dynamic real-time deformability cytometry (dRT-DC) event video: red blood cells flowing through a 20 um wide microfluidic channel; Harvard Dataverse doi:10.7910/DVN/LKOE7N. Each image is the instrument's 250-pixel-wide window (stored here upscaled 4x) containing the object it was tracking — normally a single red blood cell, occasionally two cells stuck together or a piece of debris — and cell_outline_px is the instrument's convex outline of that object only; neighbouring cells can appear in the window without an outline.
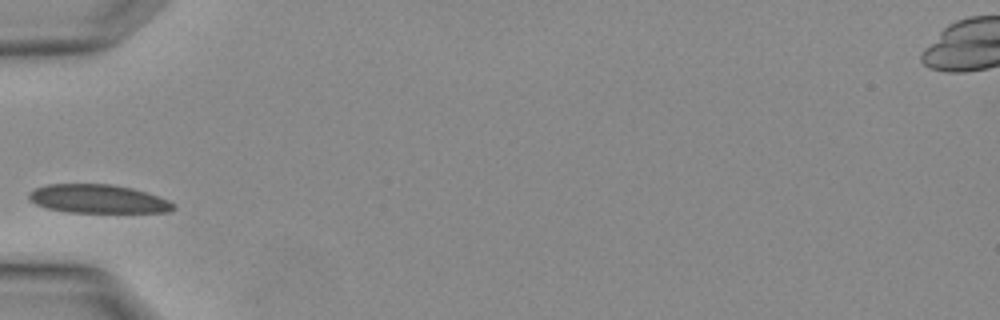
{"species": "Egyptian fruit bat (a non-hibernating species)", "species_latin": "Rousettus aegyptiacus", "temperature_condition": "warm", "stored_images_in_passage": 1, "camera_frame_rate_fps": 3000, "um_per_image_px": 0.085, "animal": {"sex": "female"}, "frame": {"image": 1, "passage_image": 1, "time_ms": 0.0, "image_size_px": [1000, 320], "cell_outline_px": [[176, 208], [168, 212], [68, 212], [48, 208], [36, 204], [28, 200], [28, 192], [36, 188], [48, 184], [112, 184], [132, 188], [168, 200]], "centroid_in_image_um": [8.28, 16.9], "position_along_channel_um": 76.7, "area_um2": 23.87}}